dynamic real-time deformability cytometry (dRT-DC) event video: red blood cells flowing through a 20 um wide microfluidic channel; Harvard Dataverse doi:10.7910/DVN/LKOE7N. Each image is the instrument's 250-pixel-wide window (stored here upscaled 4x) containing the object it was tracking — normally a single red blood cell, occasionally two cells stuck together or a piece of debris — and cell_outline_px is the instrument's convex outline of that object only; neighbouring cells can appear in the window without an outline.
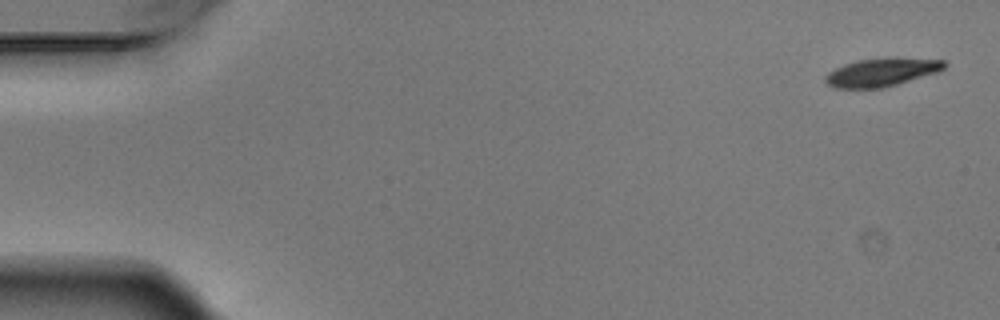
{"species": "Egyptian fruit bat (a non-hibernating species)", "species_latin": "Rousettus aegyptiacus", "temperature_condition": "warm", "stored_images_in_passage": 4, "camera_frame_rate_fps": 3000, "um_per_image_px": 0.085, "animal": {"sex": "male"}, "frame": {"image": 1, "passage_image": 1, "time_ms": 0.0, "image_size_px": [1000, 320], "cell_outline_px": [[948, 64], [944, 68], [936, 72], [896, 84], [880, 88], [836, 88], [828, 84], [824, 80], [824, 76], [828, 72], [844, 64], [856, 60], [888, 56], [896, 56], [944, 60]], "centroid_in_image_um": [74.94, 6.1], "position_along_channel_um": 10.1, "area_um2": 19.83}}